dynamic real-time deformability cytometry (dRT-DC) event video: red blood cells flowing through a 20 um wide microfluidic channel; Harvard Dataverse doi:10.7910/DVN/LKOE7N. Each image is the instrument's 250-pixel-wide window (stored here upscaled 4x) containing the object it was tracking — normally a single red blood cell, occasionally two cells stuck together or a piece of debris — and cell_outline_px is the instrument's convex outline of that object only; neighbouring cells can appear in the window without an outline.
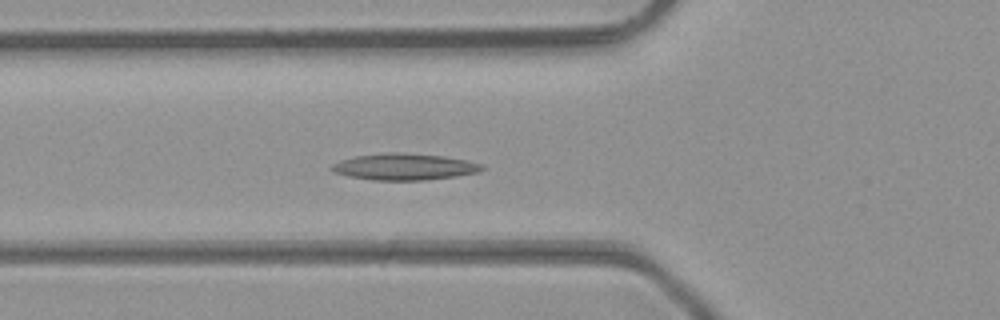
{"species": "common noctule bat (a hibernating species)", "species_latin": "Nyctalus noctula", "temperature_condition": "room temperature", "stored_images_in_passage": 23, "camera_frame_rate_fps": 3000, "um_per_image_px": 0.085, "animal": {"sex": "male", "body_mass_g": 23.1, "forearm_length_mm": 52.7}, "frame": {"image": 1, "passage_image": 8, "time_ms": 2.333, "image_size_px": [1000, 320], "cell_outline_px": [[484, 168], [480, 172], [456, 176], [424, 180], [372, 180], [348, 176], [336, 172], [328, 168], [332, 164], [340, 160], [352, 156], [388, 152], [396, 152], [444, 156], [468, 160], [484, 164]], "centroid_in_image_um": [34.37, 14.17], "position_along_channel_um": 91.4, "area_um2": 23.41}}
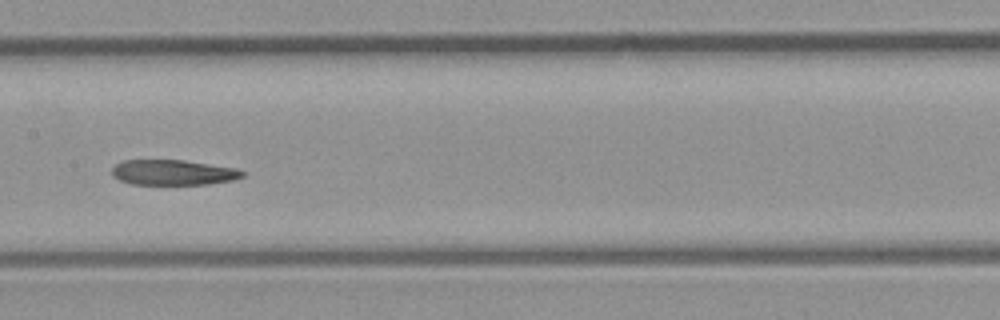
{"frame": {"image": 2, "passage_image": 15, "time_ms": 4.667, "image_size_px": [1000, 320], "cell_outline_px": [[244, 176], [232, 180], [208, 184], [132, 184], [120, 180], [112, 176], [112, 168], [116, 164], [124, 160], [184, 160], [236, 168], [244, 172]], "centroid_in_image_um": [14.71, 14.65], "position_along_channel_um": 192.7, "area_um2": 19.13}}
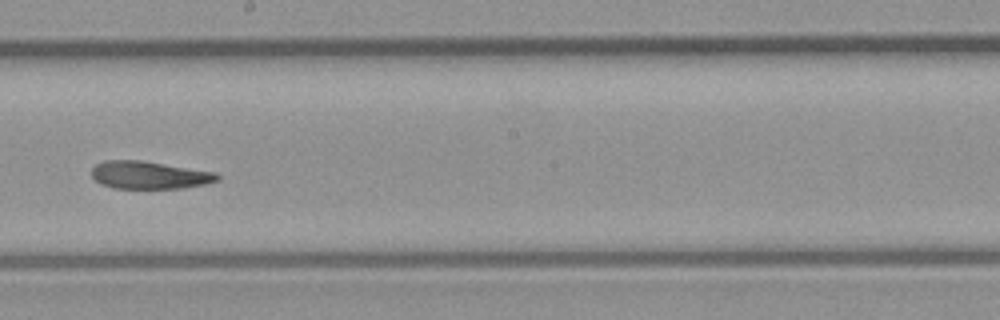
{"frame": {"image": 3, "passage_image": 18, "time_ms": 5.667, "image_size_px": [1000, 320], "cell_outline_px": [[220, 180], [204, 184], [184, 188], [112, 188], [100, 184], [92, 176], [92, 168], [96, 164], [104, 160], [140, 160], [216, 172], [220, 176]], "centroid_in_image_um": [12.69, 14.88], "position_along_channel_um": 235.5, "area_um2": 20.29}}